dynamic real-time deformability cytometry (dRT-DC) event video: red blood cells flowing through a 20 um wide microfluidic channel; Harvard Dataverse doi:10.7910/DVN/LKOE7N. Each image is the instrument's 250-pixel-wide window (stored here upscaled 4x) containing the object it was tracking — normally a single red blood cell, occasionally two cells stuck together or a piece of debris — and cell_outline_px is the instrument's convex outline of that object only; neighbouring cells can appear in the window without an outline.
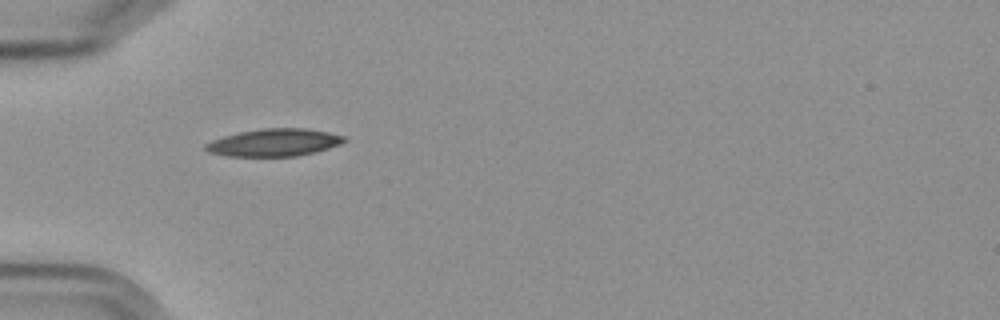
{"species": "Egyptian fruit bat (a non-hibernating species)", "species_latin": "Rousettus aegyptiacus", "temperature_condition": "cold", "stored_images_in_passage": 7, "camera_frame_rate_fps": 3000, "um_per_image_px": 0.085, "frame": {"image": 1, "passage_image": 1, "time_ms": 0.0, "image_size_px": [1000, 320], "cell_outline_px": [[348, 140], [340, 144], [316, 152], [296, 156], [228, 156], [208, 152], [204, 148], [204, 144], [212, 140], [224, 136], [240, 132], [260, 128], [308, 128], [328, 132], [344, 136]], "centroid_in_image_um": [23.31, 12.11], "position_along_channel_um": 61.7, "area_um2": 22.25}}
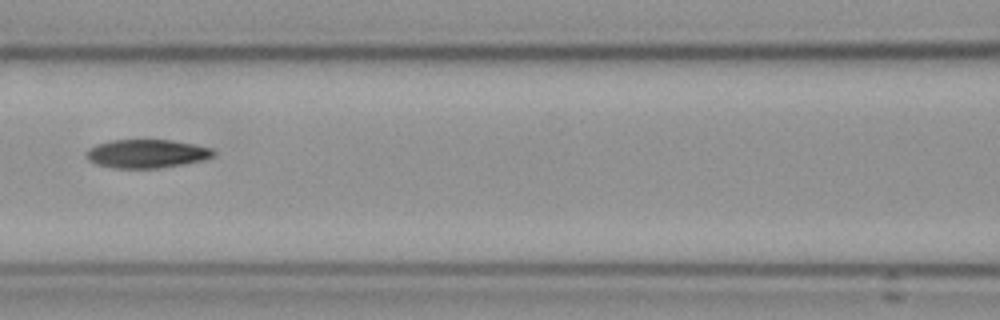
{"frame": {"image": 2, "passage_image": 3, "time_ms": 2.667, "image_size_px": [1000, 320], "cell_outline_px": [[216, 152], [212, 156], [204, 160], [156, 168], [112, 168], [96, 164], [88, 160], [84, 156], [84, 152], [88, 148], [96, 144], [112, 140], [172, 140], [196, 144], [212, 148]], "centroid_in_image_um": [12.42, 13.05], "position_along_channel_um": 154.2, "area_um2": 21.27}}
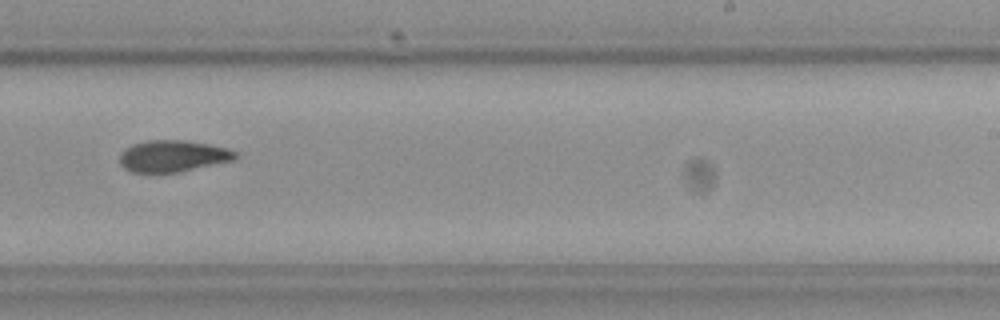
{"frame": {"image": 3, "passage_image": 6, "time_ms": 6.0, "image_size_px": [1000, 320], "cell_outline_px": [[240, 156], [232, 160], [176, 172], [132, 172], [124, 168], [120, 164], [120, 152], [124, 148], [132, 144], [148, 140], [184, 140], [208, 144], [228, 148], [236, 152]], "centroid_in_image_um": [14.66, 13.25], "position_along_channel_um": 274.3, "area_um2": 21.15}}